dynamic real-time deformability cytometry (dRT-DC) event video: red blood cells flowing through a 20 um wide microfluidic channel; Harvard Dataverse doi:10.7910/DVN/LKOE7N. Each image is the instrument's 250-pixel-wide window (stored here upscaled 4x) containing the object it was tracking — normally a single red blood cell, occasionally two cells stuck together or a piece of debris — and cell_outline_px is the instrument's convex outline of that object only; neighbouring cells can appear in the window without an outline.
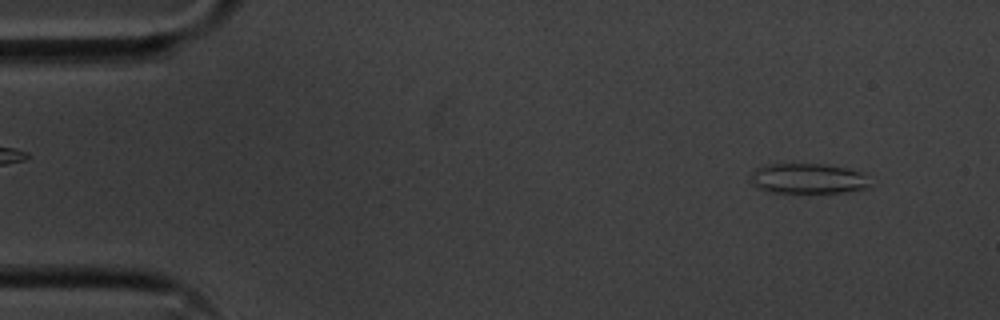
{"species": "common noctule bat (a hibernating species)", "species_latin": "Nyctalus noctula", "temperature_condition": "cold", "stored_images_in_passage": 53, "camera_frame_rate_fps": 3000, "um_per_image_px": 0.085, "animal": {"sex": "male", "body_mass_g": 20.1, "forearm_length_mm": 53.5}, "frame": {"image": 1, "passage_image": 2, "time_ms": 0.333, "image_size_px": [1000, 320], "cell_outline_px": [[868, 188], [848, 192], [772, 192], [760, 188], [752, 184], [752, 172], [756, 168], [768, 164], [828, 164], [848, 168], [860, 172], [864, 176], [868, 184]], "centroid_in_image_um": [68.67, 15.17], "position_along_channel_um": 16.3, "area_um2": 20.75}}
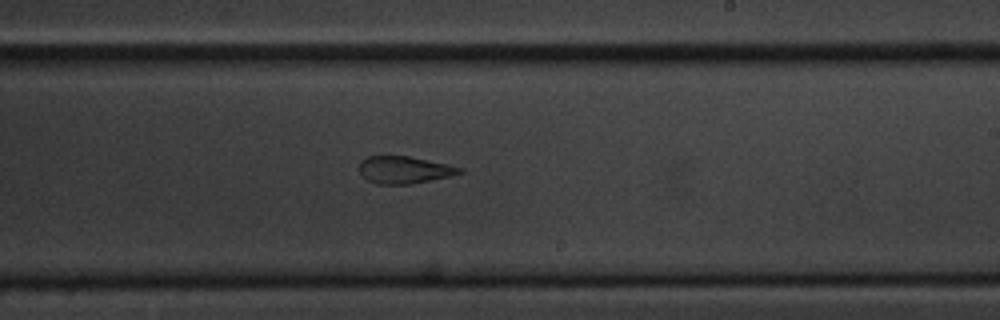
{"frame": {"image": 2, "passage_image": 30, "time_ms": 9.667, "image_size_px": [1000, 320], "cell_outline_px": [[464, 172], [448, 176], [408, 184], [376, 184], [360, 176], [360, 160], [368, 156], [408, 156], [448, 164], [464, 168]], "centroid_in_image_um": [34.33, 14.43], "position_along_channel_um": 254.7, "area_um2": 15.84}}
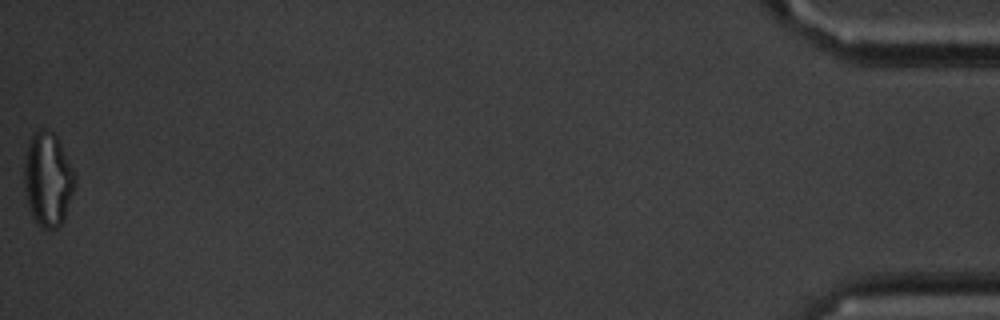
{"frame": {"image": 3, "passage_image": 53, "time_ms": 17.333, "image_size_px": [1000, 320], "cell_outline_px": [[76, 184], [64, 220], [56, 228], [40, 228], [36, 224], [28, 208], [24, 184], [24, 160], [28, 144], [32, 136], [36, 132], [44, 128], [52, 132], [56, 136], [76, 176]], "centroid_in_image_um": [4.06, 15.29], "position_along_channel_um": 431.1, "area_um2": 27.74}, "authors_computed_cell_mechanics": {"area_um2": 18.3804, "velocity_mm_per_s": 3.5815, "shape_relaxation_time_tau1_ms": null, "shape_relaxation_time_tau2_ms": 2.9839, "deformation_change_tau1": null, "deformation_change_tau2": 0.0969}}